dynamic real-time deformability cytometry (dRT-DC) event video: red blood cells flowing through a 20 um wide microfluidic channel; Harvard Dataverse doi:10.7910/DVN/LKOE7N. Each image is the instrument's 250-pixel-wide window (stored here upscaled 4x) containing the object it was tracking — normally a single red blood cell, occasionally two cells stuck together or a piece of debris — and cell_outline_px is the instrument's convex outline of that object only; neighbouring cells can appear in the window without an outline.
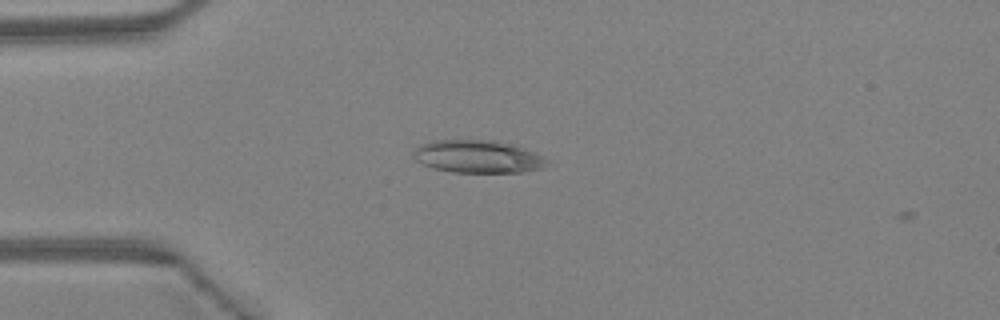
{"species": "Egyptian fruit bat (a non-hibernating species)", "species_latin": "Rousettus aegyptiacus", "temperature_condition": "warm", "stored_images_in_passage": 2, "camera_frame_rate_fps": 3000, "um_per_image_px": 0.085, "animal": {"sex": "female"}, "frame": {"image": 1, "passage_image": 1, "time_ms": 0.0, "image_size_px": [1000, 320], "cell_outline_px": [[544, 168], [520, 172], [452, 172], [432, 168], [416, 160], [412, 156], [412, 152], [420, 144], [432, 140], [492, 140], [512, 144], [532, 152], [540, 156], [544, 164]], "centroid_in_image_um": [40.5, 13.3], "position_along_channel_um": 44.5, "area_um2": 25.09}}